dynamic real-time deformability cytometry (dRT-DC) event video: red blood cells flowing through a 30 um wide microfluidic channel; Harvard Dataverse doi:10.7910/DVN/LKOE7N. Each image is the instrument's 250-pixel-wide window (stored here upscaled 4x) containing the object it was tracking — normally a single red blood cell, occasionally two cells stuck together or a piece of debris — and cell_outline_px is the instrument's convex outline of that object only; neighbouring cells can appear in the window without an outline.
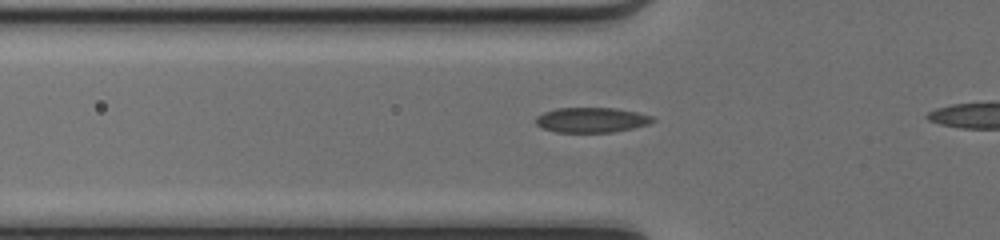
{"species": "common noctule bat (a hibernating species)", "species_latin": "Nyctalus noctula", "temperature_condition": "cold", "stored_images_in_passage": 33, "camera_frame_rate_fps": 3000, "um_per_image_px": 0.085, "animal": {"sex": "female", "body_mass_g": 17.0, "forearm_length_mm": 48.0}, "frame": {"image": 1, "passage_image": 8, "time_ms": 2.333, "image_size_px": [1000, 240], "cell_outline_px": [[656, 120], [648, 124], [632, 128], [612, 132], [556, 132], [544, 128], [536, 124], [532, 120], [536, 116], [544, 112], [556, 108], [616, 108], [636, 112], [652, 116]], "centroid_in_image_um": [50.24, 10.19], "position_along_channel_um": 75.6, "area_um2": 17.05}}
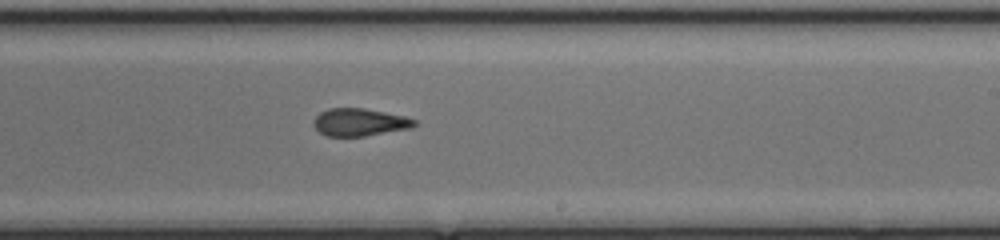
{"frame": {"image": 2, "passage_image": 21, "time_ms": 6.667, "image_size_px": [1000, 240], "cell_outline_px": [[416, 124], [412, 128], [364, 136], [328, 136], [320, 132], [312, 124], [316, 116], [320, 112], [328, 108], [364, 108], [404, 116], [416, 120]], "centroid_in_image_um": [30.56, 10.38], "position_along_channel_um": 258.4, "area_um2": 16.13}}
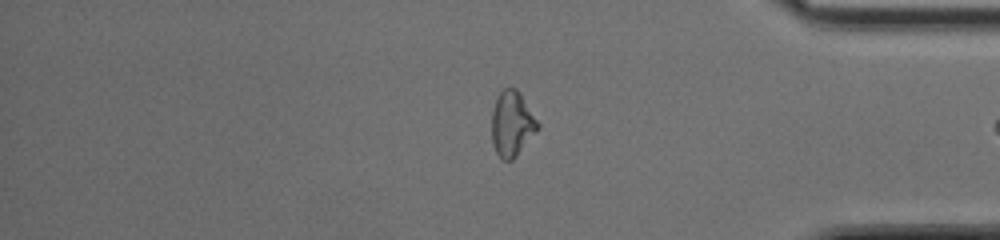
{"frame": {"image": 3, "passage_image": 32, "time_ms": 10.333, "image_size_px": [1000, 240], "cell_outline_px": [[540, 128], [516, 156], [512, 160], [500, 160], [492, 144], [492, 108], [496, 96], [504, 88], [516, 88], [520, 92], [540, 124]], "centroid_in_image_um": [43.51, 10.52], "position_along_channel_um": 391.7, "area_um2": 17.74}}